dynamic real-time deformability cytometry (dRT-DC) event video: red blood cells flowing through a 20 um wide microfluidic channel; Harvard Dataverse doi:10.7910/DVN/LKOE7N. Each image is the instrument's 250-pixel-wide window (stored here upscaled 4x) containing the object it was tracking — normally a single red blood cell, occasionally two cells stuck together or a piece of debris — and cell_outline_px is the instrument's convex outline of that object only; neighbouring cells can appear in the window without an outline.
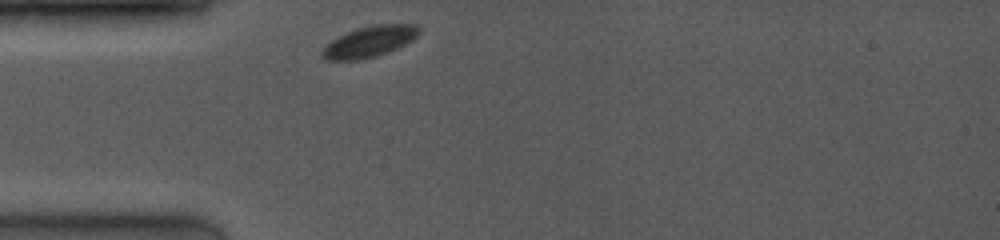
{"species": "common noctule bat (a hibernating species)", "species_latin": "Nyctalus noctula", "temperature_condition": "room temperature", "stored_images_in_passage": 32, "camera_frame_rate_fps": 4000, "um_per_image_px": 0.085, "animal": {"sex": "female", "body_mass_g": 19.0, "forearm_length_mm": 53.3}, "frame": {"image": 1, "passage_image": 1, "time_ms": 0.0, "image_size_px": [1000, 240], "cell_outline_px": [[420, 32], [412, 40], [388, 52], [376, 56], [360, 60], [328, 60], [320, 56], [320, 52], [336, 36], [356, 28], [376, 24], [416, 24], [420, 28]], "centroid_in_image_um": [31.38, 3.53], "position_along_channel_um": 53.6, "area_um2": 17.51}}
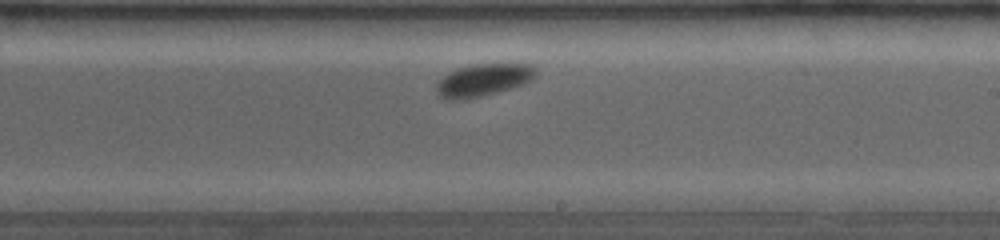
{"frame": {"image": 2, "passage_image": 18, "time_ms": 5.25, "image_size_px": [1000, 240], "cell_outline_px": [[536, 72], [524, 84], [512, 88], [464, 100], [444, 100], [436, 92], [436, 84], [444, 76], [460, 68], [472, 64], [532, 64], [536, 68]], "centroid_in_image_um": [41.05, 6.82], "position_along_channel_um": 248.0, "area_um2": 18.5}}
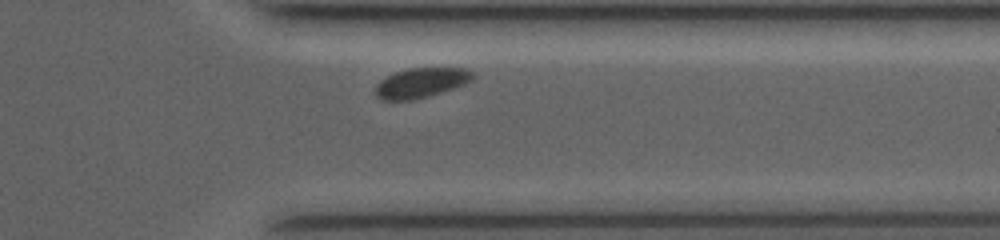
{"frame": {"image": 3, "passage_image": 29, "time_ms": 8.5, "image_size_px": [1000, 240], "cell_outline_px": [[472, 80], [464, 84], [428, 96], [412, 100], [384, 100], [376, 96], [376, 84], [380, 80], [396, 72], [408, 68], [464, 68], [472, 72]], "centroid_in_image_um": [35.76, 7.03], "position_along_channel_um": 375.6, "area_um2": 16.59}}